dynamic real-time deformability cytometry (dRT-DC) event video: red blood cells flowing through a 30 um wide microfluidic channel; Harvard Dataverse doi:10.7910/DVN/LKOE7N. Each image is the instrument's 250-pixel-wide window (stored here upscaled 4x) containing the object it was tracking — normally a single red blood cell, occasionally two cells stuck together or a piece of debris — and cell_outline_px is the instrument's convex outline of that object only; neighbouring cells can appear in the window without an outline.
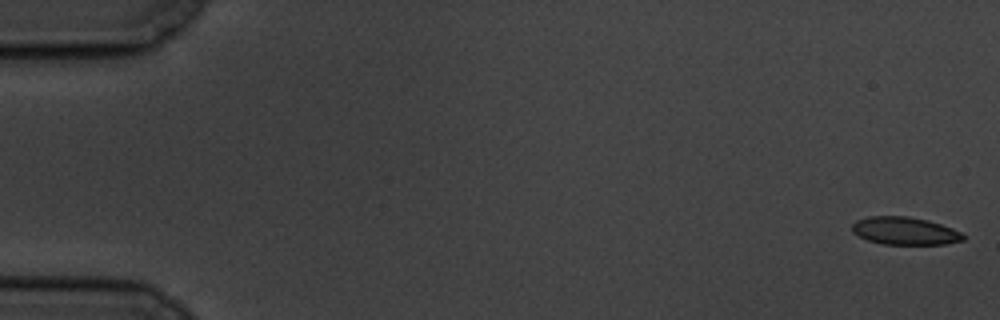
{"species": "common noctule bat (a hibernating species)", "species_latin": "Nyctalus noctula", "temperature_condition": "cold", "stored_images_in_passage": 58, "camera_frame_rate_fps": 3000, "um_per_image_px": 0.085, "animal": {"sex": "male", "body_mass_g": 19.5, "forearm_length_mm": 54.6}, "frame": {"image": 1, "passage_image": 1, "time_ms": 0.0, "image_size_px": [1000, 320], "cell_outline_px": [[964, 240], [944, 244], [884, 244], [868, 240], [852, 232], [852, 224], [856, 220], [868, 216], [908, 216], [928, 220], [952, 228], [960, 232], [964, 236]], "centroid_in_image_um": [76.89, 19.62], "position_along_channel_um": 8.1, "area_um2": 17.86}}
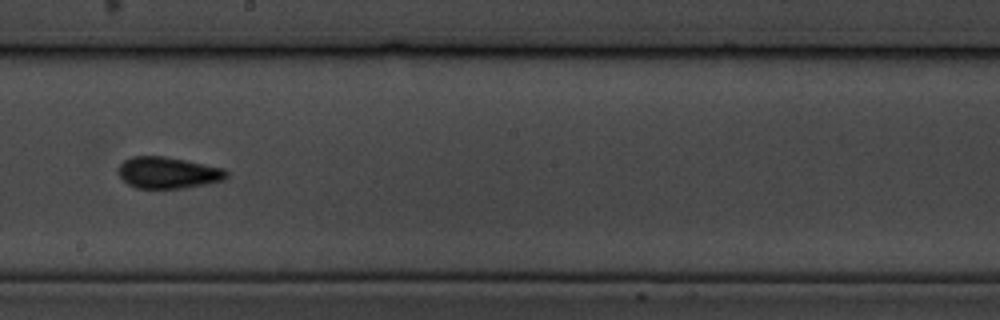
{"frame": {"image": 2, "passage_image": 33, "time_ms": 10.667, "image_size_px": [1000, 320], "cell_outline_px": [[228, 176], [224, 180], [204, 184], [180, 188], [136, 188], [128, 184], [116, 172], [120, 164], [124, 160], [132, 156], [164, 156], [224, 168], [228, 172]], "centroid_in_image_um": [14.26, 14.67], "position_along_channel_um": 233.9, "area_um2": 19.77}}
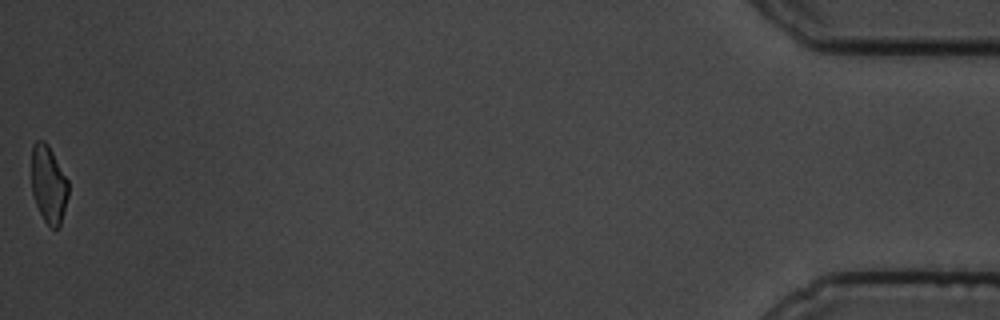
{"frame": {"image": 3, "passage_image": 58, "time_ms": 19.0, "image_size_px": [1000, 320], "cell_outline_px": [[68, 196], [60, 228], [52, 228], [44, 220], [36, 204], [32, 192], [32, 144], [36, 140], [44, 140], [48, 144], [68, 180]], "centroid_in_image_um": [4.14, 15.66], "position_along_channel_um": 431.1, "area_um2": 16.65}, "authors_computed_cell_mechanics": {"area_um2": 18.8717, "velocity_mm_per_s": 3.4779, "shape_relaxation_time_tau1_ms": 3.3794, "shape_relaxation_time_tau2_ms": 1.2782, "deformation_change_tau1": 0.1271, "deformation_change_tau2": 0.0809}}